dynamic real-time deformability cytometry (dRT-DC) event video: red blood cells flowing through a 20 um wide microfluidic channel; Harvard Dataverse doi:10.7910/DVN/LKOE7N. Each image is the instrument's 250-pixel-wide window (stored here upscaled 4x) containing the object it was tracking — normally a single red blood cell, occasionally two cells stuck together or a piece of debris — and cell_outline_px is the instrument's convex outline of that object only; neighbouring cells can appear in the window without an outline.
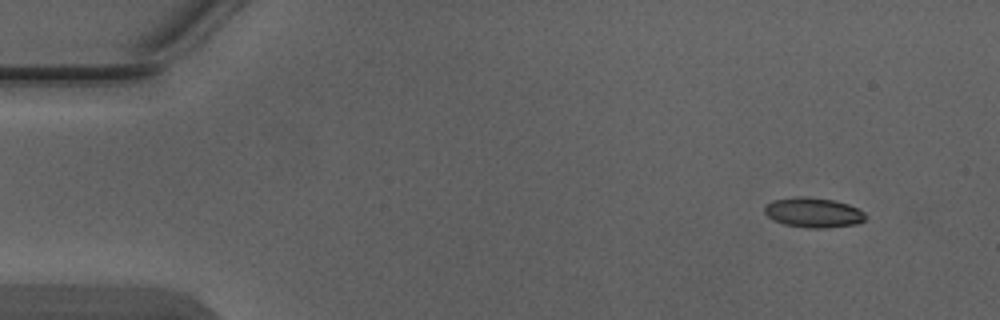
{"species": "Egyptian fruit bat (a non-hibernating species)", "species_latin": "Rousettus aegyptiacus", "temperature_condition": "warm", "stored_images_in_passage": 4, "camera_frame_rate_fps": 3000, "um_per_image_px": 0.085, "animal": {"sex": "male"}, "frame": {"image": 1, "passage_image": 1, "time_ms": 0.0, "image_size_px": [1000, 320], "cell_outline_px": [[864, 220], [856, 224], [828, 228], [808, 228], [784, 224], [768, 216], [764, 212], [764, 204], [772, 200], [800, 196], [804, 196], [836, 200], [848, 204], [864, 212]], "centroid_in_image_um": [69.11, 18.06], "position_along_channel_um": 15.9, "area_um2": 17.57}}
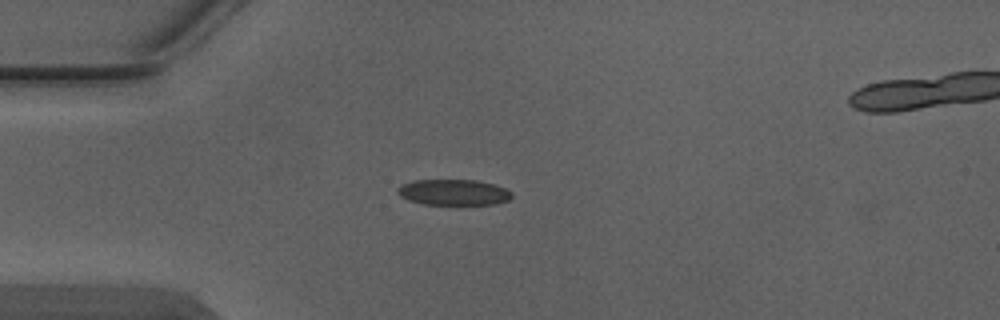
{"frame": {"image": 2, "passage_image": 3, "time_ms": 0.667, "image_size_px": [1000, 320], "cell_outline_px": [[512, 196], [508, 200], [496, 204], [424, 204], [408, 200], [400, 196], [396, 192], [396, 188], [400, 184], [412, 180], [476, 180], [492, 184], [504, 188], [512, 192]], "centroid_in_image_um": [38.5, 16.34], "position_along_channel_um": 46.5, "area_um2": 17.22}}